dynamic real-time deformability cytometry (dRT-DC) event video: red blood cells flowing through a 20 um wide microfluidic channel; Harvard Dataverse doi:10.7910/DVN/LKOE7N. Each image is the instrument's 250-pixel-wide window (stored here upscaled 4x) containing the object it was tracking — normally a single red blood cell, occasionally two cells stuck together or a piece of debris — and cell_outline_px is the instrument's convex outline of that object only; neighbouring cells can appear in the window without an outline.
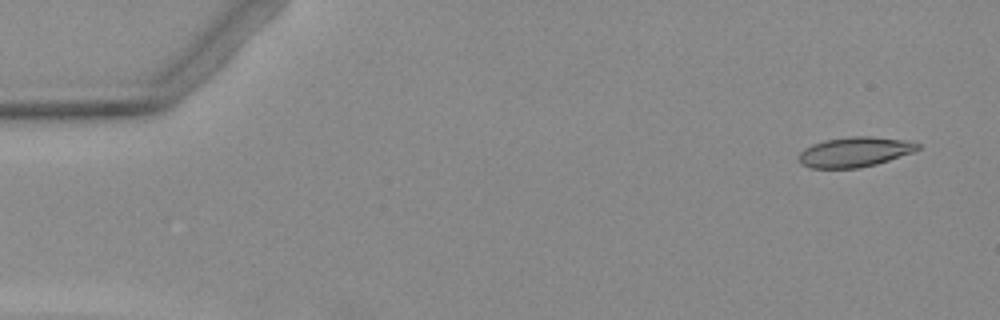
{"species": "Egyptian fruit bat (a non-hibernating species)", "species_latin": "Rousettus aegyptiacus", "temperature_condition": "warm", "stored_images_in_passage": 5, "camera_frame_rate_fps": 3000, "um_per_image_px": 0.085, "animal": {"sex": "female"}, "frame": {"image": 1, "passage_image": 5, "time_ms": 6.0, "image_size_px": [1000, 320], "cell_outline_px": [[920, 148], [912, 152], [876, 164], [860, 168], [812, 168], [800, 164], [800, 152], [804, 148], [812, 144], [824, 140], [852, 136], [868, 136], [900, 140], [920, 144]], "centroid_in_image_um": [72.6, 12.92], "position_along_channel_um": 12.4, "area_um2": 20.46}}